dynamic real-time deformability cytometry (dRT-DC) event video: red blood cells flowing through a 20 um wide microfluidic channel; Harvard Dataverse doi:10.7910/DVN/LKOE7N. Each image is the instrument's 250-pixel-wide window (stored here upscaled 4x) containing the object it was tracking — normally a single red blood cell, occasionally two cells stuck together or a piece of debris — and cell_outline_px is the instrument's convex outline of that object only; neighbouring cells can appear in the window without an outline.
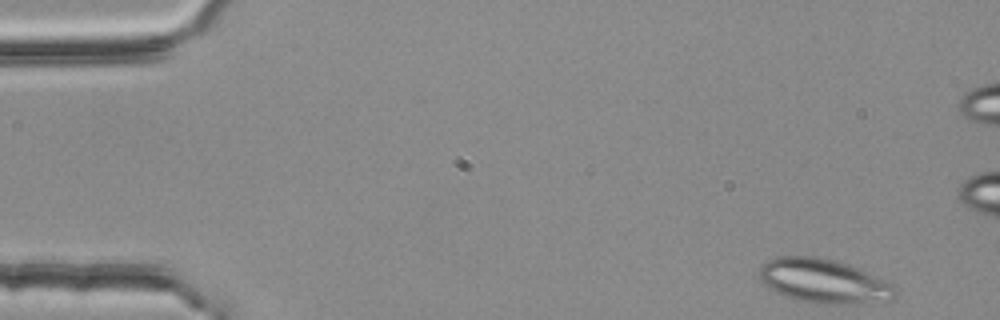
{"species": "common noctule bat (a hibernating species)", "species_latin": "Nyctalus noctula", "temperature_condition": "room temperature", "stored_images_in_passage": 50, "segment_of_instrument_passage": [1, 2], "camera_frame_rate_fps": 3000, "um_per_image_px": 0.085, "animal": {"sex": "female", "body_mass_g": 25.1}, "frame": {"image": 1, "passage_image": 1, "time_ms": 0.0, "image_size_px": [1000, 320], "cell_outline_px": [[900, 292], [892, 300], [824, 304], [816, 304], [784, 296], [768, 288], [760, 280], [760, 268], [768, 260], [776, 256], [820, 256], [836, 260], [856, 268], [884, 280], [900, 288]], "centroid_in_image_um": [70.01, 23.88], "position_along_channel_um": 15.0, "area_um2": 34.8}}